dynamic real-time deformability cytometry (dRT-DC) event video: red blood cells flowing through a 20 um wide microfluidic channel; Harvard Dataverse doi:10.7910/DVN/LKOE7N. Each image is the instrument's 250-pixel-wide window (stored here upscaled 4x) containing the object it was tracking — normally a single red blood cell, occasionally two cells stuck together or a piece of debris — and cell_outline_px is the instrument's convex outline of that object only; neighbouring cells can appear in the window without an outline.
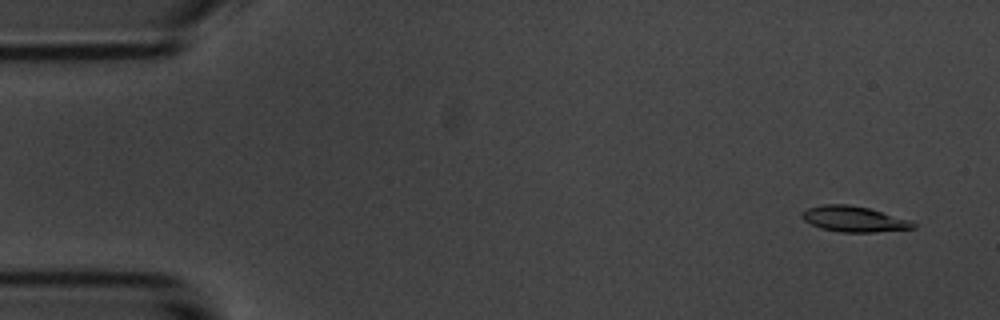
{"species": "common noctule bat (a hibernating species)", "species_latin": "Nyctalus noctula", "temperature_condition": "room temperature", "stored_images_in_passage": 54, "camera_frame_rate_fps": 3000, "um_per_image_px": 0.085, "animal": {"sex": "male", "body_mass_g": 20.1, "forearm_length_mm": 53.5}, "frame": {"image": 1, "passage_image": 3, "time_ms": 0.667, "image_size_px": [1000, 320], "cell_outline_px": [[916, 228], [876, 232], [840, 232], [820, 228], [804, 220], [800, 216], [800, 212], [808, 208], [824, 204], [848, 204], [868, 208], [908, 220], [916, 224]], "centroid_in_image_um": [72.53, 18.62], "position_along_channel_um": 12.5, "area_um2": 16.47}}
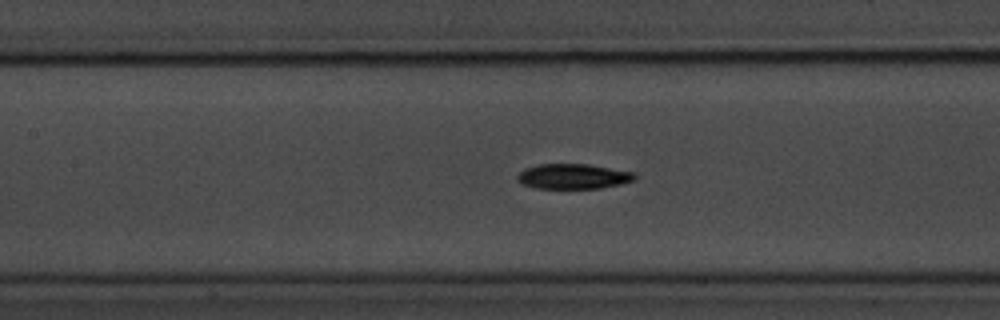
{"frame": {"image": 2, "passage_image": 24, "time_ms": 7.667, "image_size_px": [1000, 320], "cell_outline_px": [[636, 180], [620, 184], [600, 188], [536, 188], [524, 184], [516, 180], [516, 176], [524, 168], [540, 164], [588, 164], [636, 172]], "centroid_in_image_um": [48.74, 14.98], "position_along_channel_um": 158.7, "area_um2": 17.22}}
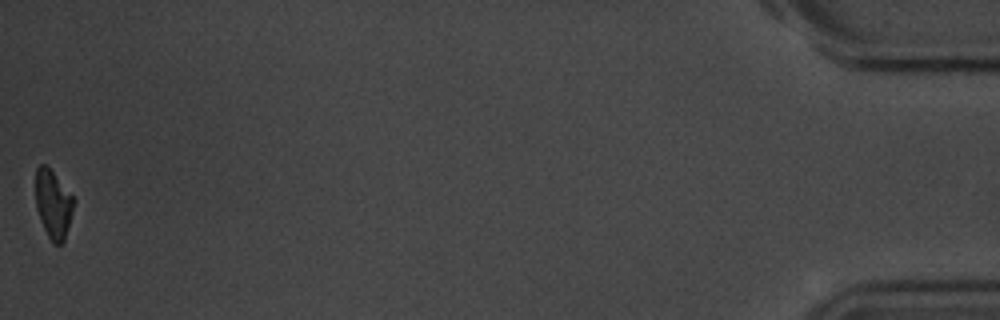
{"frame": {"image": 3, "passage_image": 54, "time_ms": 17.667, "image_size_px": [1000, 320], "cell_outline_px": [[76, 200], [64, 240], [60, 244], [52, 244], [40, 220], [36, 208], [36, 168], [40, 164], [44, 164], [52, 172]], "centroid_in_image_um": [4.52, 17.38], "position_along_channel_um": 430.7, "area_um2": 14.97}, "authors_computed_cell_mechanics": {"area_um2": 17.1088, "velocity_mm_per_s": 3.702, "shape_relaxation_time_tau1_ms": 3.2263, "shape_relaxation_time_tau2_ms": null, "deformation_change_tau1": 0.1483, "deformation_change_tau2": null}}